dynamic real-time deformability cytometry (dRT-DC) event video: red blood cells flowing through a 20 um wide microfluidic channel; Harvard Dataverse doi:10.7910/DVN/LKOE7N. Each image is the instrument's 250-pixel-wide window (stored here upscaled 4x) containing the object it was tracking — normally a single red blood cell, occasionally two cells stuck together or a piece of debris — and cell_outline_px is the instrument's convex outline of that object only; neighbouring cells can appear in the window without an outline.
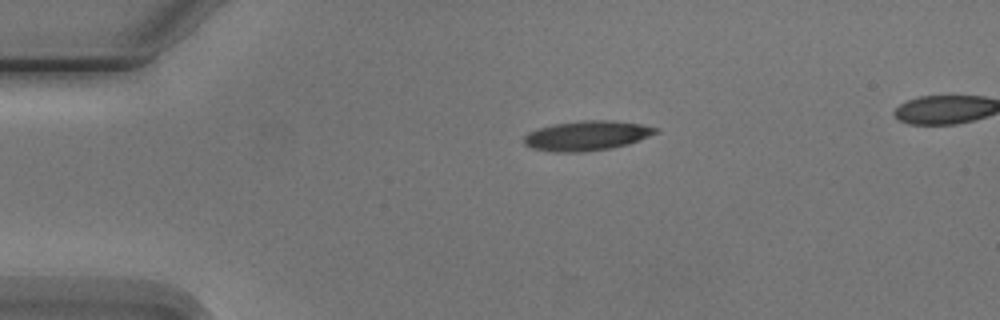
{"species": "Egyptian fruit bat (a non-hibernating species)", "species_latin": "Rousettus aegyptiacus", "temperature_condition": "cold", "stored_images_in_passage": 3, "segment_of_instrument_passage": [1, 2], "camera_frame_rate_fps": 3000, "um_per_image_px": 0.085, "animal": {"sex": "male"}, "frame": {"image": 1, "passage_image": 1, "time_ms": 0.0, "image_size_px": [1000, 320], "cell_outline_px": [[660, 132], [628, 144], [608, 148], [580, 152], [552, 152], [532, 148], [524, 144], [524, 136], [528, 132], [540, 128], [556, 124], [580, 120], [612, 120], [640, 124], [660, 128]], "centroid_in_image_um": [49.9, 11.53], "position_along_channel_um": 35.1, "area_um2": 22.72}}